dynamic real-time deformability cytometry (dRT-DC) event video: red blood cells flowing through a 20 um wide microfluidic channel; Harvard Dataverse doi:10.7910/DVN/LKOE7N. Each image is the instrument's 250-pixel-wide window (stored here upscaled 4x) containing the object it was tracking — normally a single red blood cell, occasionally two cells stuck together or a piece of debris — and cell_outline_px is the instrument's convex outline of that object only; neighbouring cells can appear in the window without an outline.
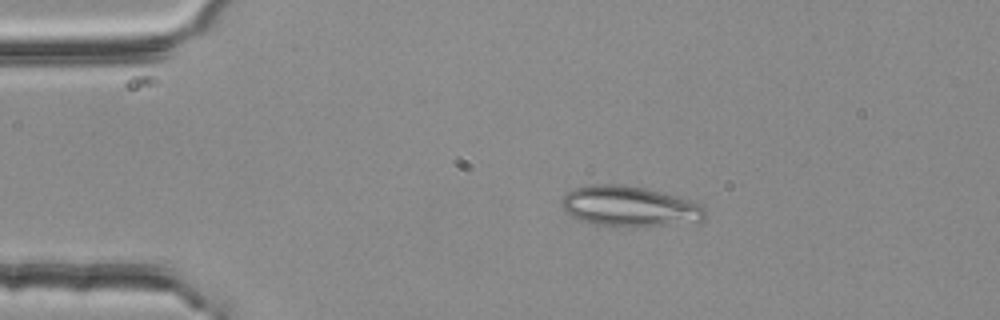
{"species": "common noctule bat (a hibernating species)", "species_latin": "Nyctalus noctula", "temperature_condition": "room temperature", "stored_images_in_passage": 37, "segment_of_instrument_passage": [1, 2], "camera_frame_rate_fps": 3000, "um_per_image_px": 0.085, "animal": {"sex": "female", "body_mass_g": 25.1}, "frame": {"image": 1, "passage_image": 6, "time_ms": 1.667, "image_size_px": [1000, 320], "cell_outline_px": [[708, 216], [700, 220], [644, 228], [632, 228], [596, 224], [580, 220], [564, 212], [560, 208], [560, 200], [568, 192], [576, 188], [592, 184], [620, 184], [644, 188], [704, 204], [708, 212]], "centroid_in_image_um": [53.5, 17.56], "position_along_channel_um": 31.5, "area_um2": 34.22}}